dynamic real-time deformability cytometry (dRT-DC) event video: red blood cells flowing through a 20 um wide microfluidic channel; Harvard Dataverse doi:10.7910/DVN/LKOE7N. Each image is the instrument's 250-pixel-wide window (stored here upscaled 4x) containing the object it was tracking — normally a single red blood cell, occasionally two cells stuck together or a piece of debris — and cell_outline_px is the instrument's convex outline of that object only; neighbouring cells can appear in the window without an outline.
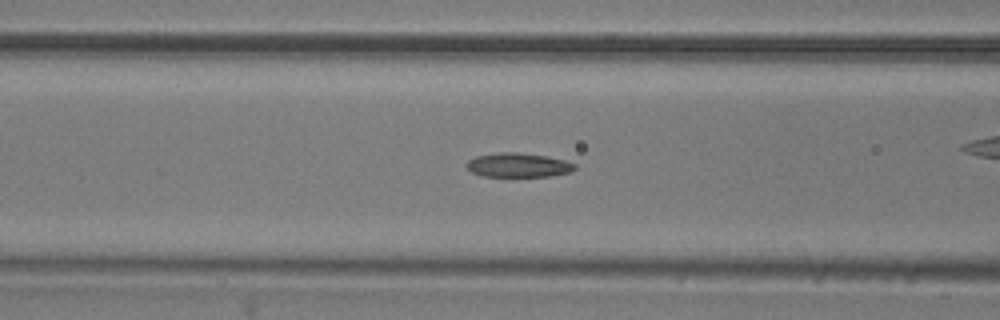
{"species": "common noctule bat (a hibernating species)", "species_latin": "Nyctalus noctula", "temperature_condition": "room temperature", "stored_images_in_passage": 10, "camera_frame_rate_fps": 3000, "um_per_image_px": 0.085, "animal": {"sex": "male", "body_mass_g": 20.5, "forearm_length_mm": 52.5}, "frame": {"image": 1, "passage_image": 5, "time_ms": 1.333, "image_size_px": [1000, 320], "cell_outline_px": [[576, 168], [572, 172], [548, 176], [484, 176], [472, 172], [468, 168], [468, 160], [476, 156], [500, 152], [520, 152], [548, 156], [564, 160], [576, 164]], "centroid_in_image_um": [44.1, 14.02], "position_along_channel_um": 122.5, "area_um2": 15.2}}